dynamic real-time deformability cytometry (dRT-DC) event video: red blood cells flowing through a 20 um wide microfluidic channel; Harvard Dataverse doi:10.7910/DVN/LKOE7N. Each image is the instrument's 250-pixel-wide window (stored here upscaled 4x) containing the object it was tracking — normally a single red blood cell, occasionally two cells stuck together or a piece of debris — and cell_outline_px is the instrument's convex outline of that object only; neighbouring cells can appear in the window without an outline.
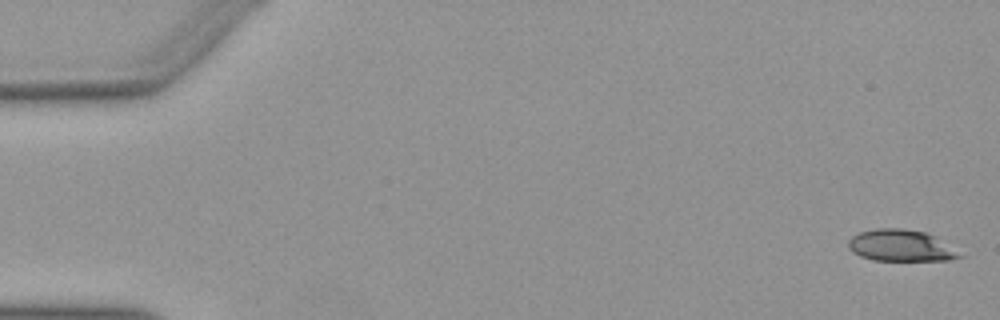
{"species": "Egyptian fruit bat (a non-hibernating species)", "species_latin": "Rousettus aegyptiacus", "temperature_condition": "warm", "stored_images_in_passage": 51, "camera_frame_rate_fps": 3000, "um_per_image_px": 0.085, "animal": {"sex": "female"}, "frame": {"image": 1, "passage_image": 1, "time_ms": 0.0, "image_size_px": [1000, 320], "cell_outline_px": [[968, 256], [948, 260], [872, 260], [860, 256], [852, 252], [848, 248], [848, 240], [852, 236], [860, 232], [876, 228], [900, 228], [924, 232], [932, 236]], "centroid_in_image_um": [76.55, 20.88], "position_along_channel_um": 8.4, "area_um2": 20.4}}
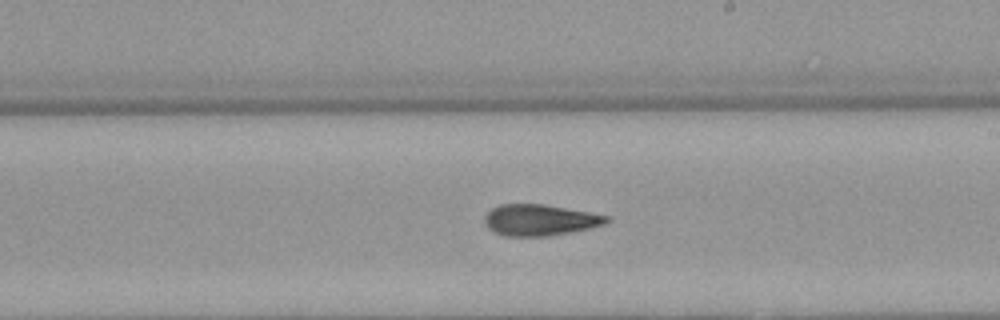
{"frame": {"image": 2, "passage_image": 30, "time_ms": 9.667, "image_size_px": [1000, 320], "cell_outline_px": [[608, 220], [604, 224], [572, 232], [548, 236], [504, 236], [488, 228], [484, 224], [484, 216], [492, 208], [500, 204], [544, 204], [588, 212], [608, 216]], "centroid_in_image_um": [45.83, 18.7], "position_along_channel_um": 243.2, "area_um2": 22.02}}
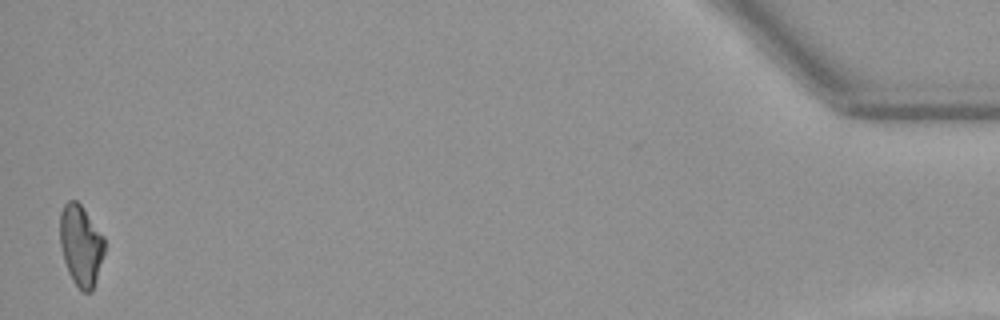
{"frame": {"image": 3, "passage_image": 51, "time_ms": 16.667, "image_size_px": [1000, 320], "cell_outline_px": [[104, 252], [96, 280], [92, 292], [84, 292], [72, 280], [68, 272], [64, 260], [60, 244], [60, 212], [64, 204], [68, 200], [76, 200], [80, 204], [104, 236]], "centroid_in_image_um": [6.86, 20.84], "position_along_channel_um": 428.3, "area_um2": 20.87}, "authors_computed_cell_mechanics": {"area_um2": 22.1374, "velocity_mm_per_s": 3.9671, "shape_relaxation_time_tau1_ms": null, "shape_relaxation_time_tau2_ms": 3.9664, "deformation_change_tau1": null, "deformation_change_tau2": 0.1232}}